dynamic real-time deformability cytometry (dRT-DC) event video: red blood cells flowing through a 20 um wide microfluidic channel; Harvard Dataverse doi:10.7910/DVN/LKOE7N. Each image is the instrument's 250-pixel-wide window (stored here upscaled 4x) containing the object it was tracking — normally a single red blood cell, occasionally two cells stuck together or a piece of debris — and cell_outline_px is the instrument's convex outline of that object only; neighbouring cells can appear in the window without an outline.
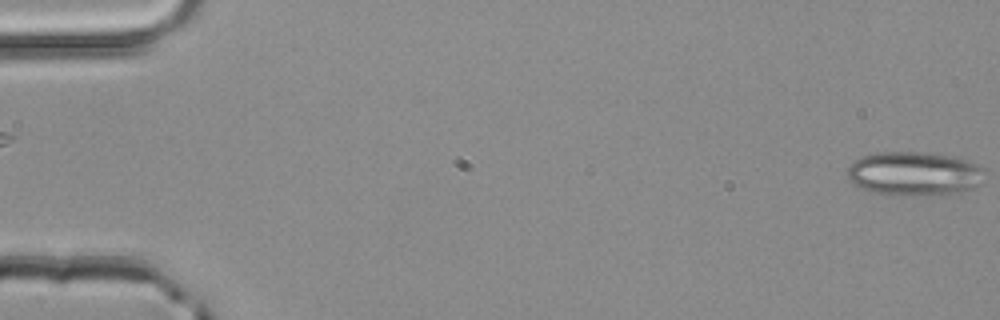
{"species": "common noctule bat (a hibernating species)", "species_latin": "Nyctalus noctula", "temperature_condition": "room temperature", "stored_images_in_passage": 3, "segment_of_instrument_passage": [2, 2], "camera_frame_rate_fps": 3000, "um_per_image_px": 0.085, "animal": {"sex": "male", "body_mass_g": 20.4}, "frame": {"image": 1, "passage_image": 3, "time_ms": 0.667, "image_size_px": [1000, 320], "cell_outline_px": [[984, 168], [980, 184], [972, 188], [960, 192], [916, 196], [868, 192], [856, 184], [848, 176], [848, 168], [860, 156], [876, 152], [920, 152], [952, 156], [976, 164]], "centroid_in_image_um": [77.7, 14.76], "position_along_channel_um": 7.3, "area_um2": 34.85}}